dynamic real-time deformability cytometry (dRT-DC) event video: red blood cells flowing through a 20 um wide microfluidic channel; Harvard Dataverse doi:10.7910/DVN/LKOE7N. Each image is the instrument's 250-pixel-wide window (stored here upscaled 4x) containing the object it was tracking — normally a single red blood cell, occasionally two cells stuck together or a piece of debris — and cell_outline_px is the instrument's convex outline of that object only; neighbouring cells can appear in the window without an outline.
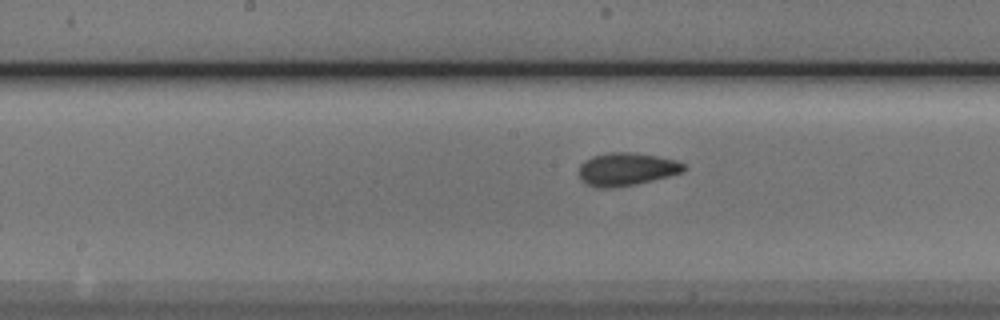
{"species": "Egyptian fruit bat (a non-hibernating species)", "species_latin": "Rousettus aegyptiacus", "temperature_condition": "cold", "stored_images_in_passage": 20, "camera_frame_rate_fps": 3000, "um_per_image_px": 0.085, "animal": {"sex": "male"}, "frame": {"image": 1, "passage_image": 17, "time_ms": 5.333, "image_size_px": [1000, 320], "cell_outline_px": [[688, 168], [680, 172], [668, 176], [636, 184], [608, 188], [588, 184], [580, 176], [580, 164], [584, 160], [592, 156], [612, 152], [628, 152], [656, 156], [676, 160], [684, 164]], "centroid_in_image_um": [53.28, 14.36], "position_along_channel_um": 194.9, "area_um2": 19.65}}